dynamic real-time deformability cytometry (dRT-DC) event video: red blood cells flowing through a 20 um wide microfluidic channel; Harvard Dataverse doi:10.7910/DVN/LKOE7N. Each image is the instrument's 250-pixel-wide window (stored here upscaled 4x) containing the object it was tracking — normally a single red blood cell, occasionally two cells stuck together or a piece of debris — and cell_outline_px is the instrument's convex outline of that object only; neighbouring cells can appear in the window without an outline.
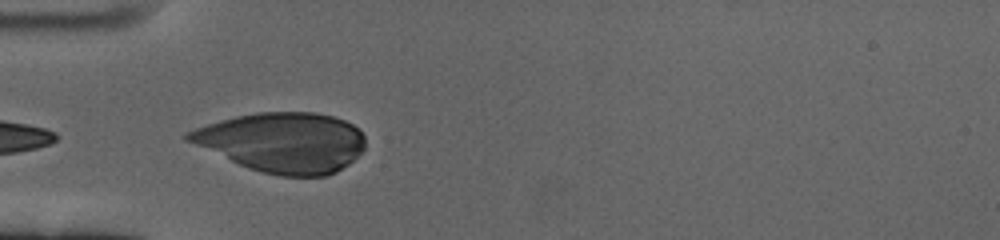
{"species": "human", "species_latin": "Homo sapiens", "temperature_condition": "cold", "stored_images_in_passage": 27, "camera_frame_rate_fps": 3000, "um_per_image_px": 0.085, "donor": {"sex": "female"}, "frame": {"image": 1, "passage_image": 1, "time_ms": 0.0, "image_size_px": [1000, 240], "cell_outline_px": [[364, 148], [348, 164], [336, 172], [324, 176], [280, 176], [248, 168], [184, 140], [184, 136], [188, 132], [196, 128], [220, 120], [236, 116], [256, 112], [316, 112], [332, 116], [344, 120], [352, 124], [364, 136]], "centroid_in_image_um": [24.02, 12.09], "position_along_channel_um": 61.0, "area_um2": 61.33}}